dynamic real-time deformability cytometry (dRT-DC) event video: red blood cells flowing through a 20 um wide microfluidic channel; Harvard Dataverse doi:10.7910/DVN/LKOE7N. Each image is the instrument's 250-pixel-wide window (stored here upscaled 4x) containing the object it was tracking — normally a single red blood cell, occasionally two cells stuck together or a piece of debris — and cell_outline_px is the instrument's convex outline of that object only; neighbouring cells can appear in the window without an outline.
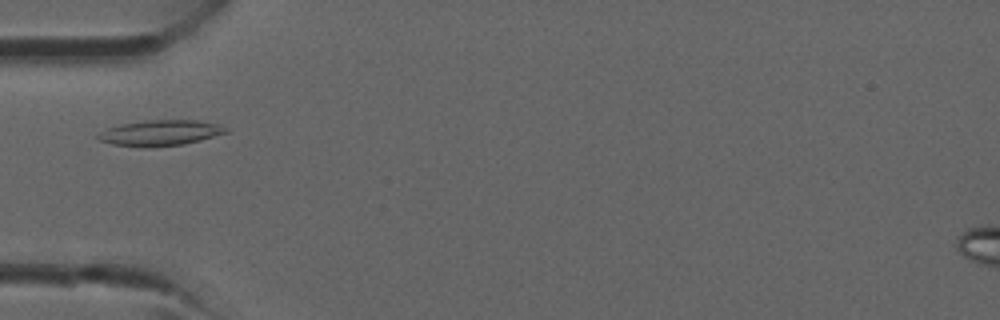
{"species": "common noctule bat (a hibernating species)", "species_latin": "Nyctalus noctula", "temperature_condition": "room temperature", "stored_images_in_passage": 33, "camera_frame_rate_fps": 3000, "um_per_image_px": 0.085, "animal": {"sex": "male", "forearm_length_mm": 52.5}, "frame": {"image": 1, "passage_image": 6, "time_ms": 1.667, "image_size_px": [1000, 320], "cell_outline_px": [[228, 132], [200, 140], [184, 144], [148, 148], [144, 148], [112, 144], [100, 140], [96, 136], [100, 132], [108, 128], [124, 124], [148, 120], [196, 120], [216, 124], [228, 128]], "centroid_in_image_um": [13.62, 11.31], "position_along_channel_um": 71.4, "area_um2": 18.96}}
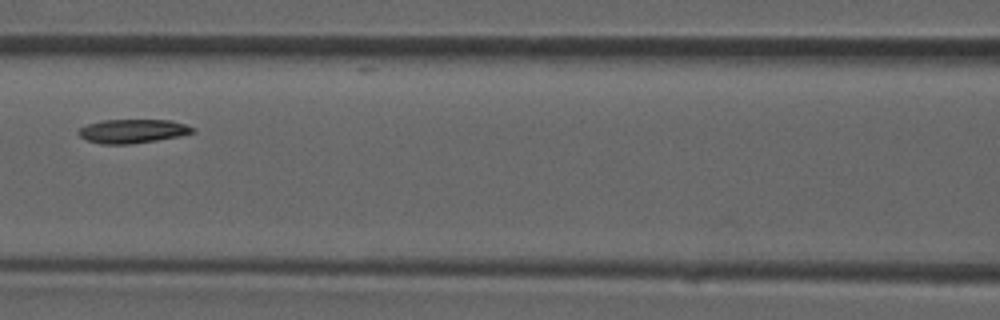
{"frame": {"image": 2, "passage_image": 11, "time_ms": 3.333, "image_size_px": [1000, 320], "cell_outline_px": [[196, 132], [180, 136], [132, 144], [100, 144], [88, 140], [80, 136], [76, 132], [80, 128], [88, 124], [100, 120], [172, 120], [196, 128]], "centroid_in_image_um": [11.29, 11.14], "position_along_channel_um": 155.3, "area_um2": 15.95}}
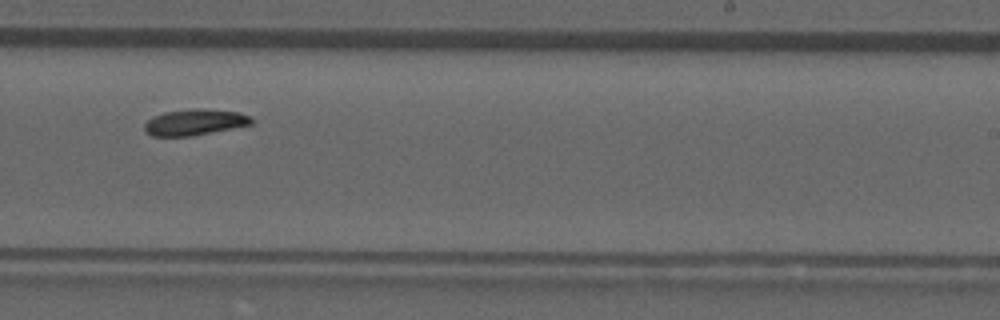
{"frame": {"image": 3, "passage_image": 18, "time_ms": 5.667, "image_size_px": [1000, 320], "cell_outline_px": [[252, 124], [192, 136], [152, 136], [144, 132], [144, 124], [148, 120], [164, 112], [196, 108], [204, 108], [236, 112], [248, 116], [252, 120]], "centroid_in_image_um": [16.5, 10.39], "position_along_channel_um": 272.5, "area_um2": 16.07}}